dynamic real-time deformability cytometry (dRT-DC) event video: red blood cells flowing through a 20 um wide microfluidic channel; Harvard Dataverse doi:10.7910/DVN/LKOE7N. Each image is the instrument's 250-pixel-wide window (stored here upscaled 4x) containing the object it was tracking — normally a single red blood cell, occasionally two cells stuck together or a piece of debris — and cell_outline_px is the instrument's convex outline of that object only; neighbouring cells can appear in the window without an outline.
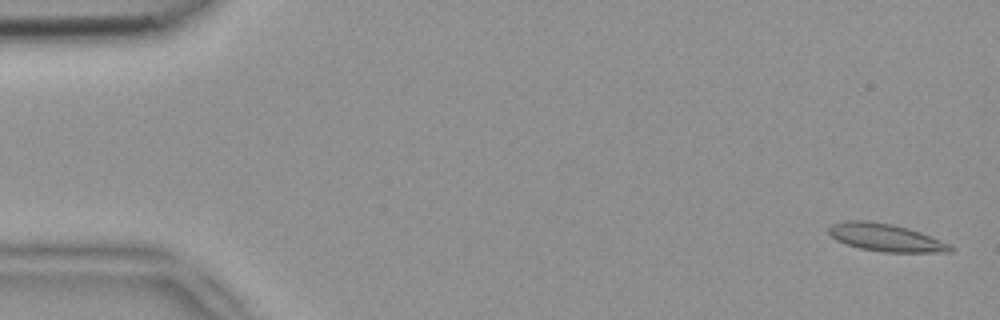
{"species": "common noctule bat (a hibernating species)", "species_latin": "Nyctalus noctula", "temperature_condition": "room temperature", "stored_images_in_passage": 53, "camera_frame_rate_fps": 3000, "um_per_image_px": 0.085, "animal": {"sex": "female", "body_mass_g": 18.4}, "frame": {"image": 1, "passage_image": 2, "time_ms": 0.333, "image_size_px": [1000, 320], "cell_outline_px": [[956, 248], [952, 252], [884, 252], [860, 248], [836, 240], [828, 232], [828, 228], [832, 224], [848, 220], [864, 220], [892, 224], [920, 232], [940, 240]], "centroid_in_image_um": [75.29, 20.19], "position_along_channel_um": 9.7, "area_um2": 19.36}}
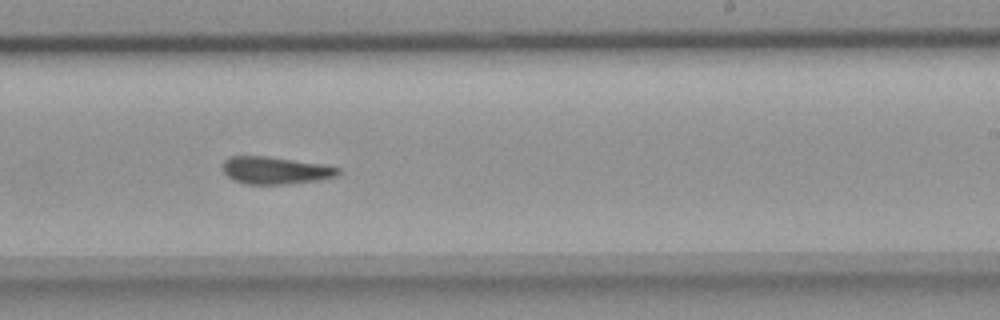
{"frame": {"image": 2, "passage_image": 32, "time_ms": 10.333, "image_size_px": [1000, 320], "cell_outline_px": [[340, 172], [336, 176], [320, 180], [288, 184], [244, 184], [232, 180], [220, 168], [220, 164], [228, 156], [268, 156], [324, 164], [340, 168]], "centroid_in_image_um": [23.36, 14.48], "position_along_channel_um": 265.6, "area_um2": 18.79}}
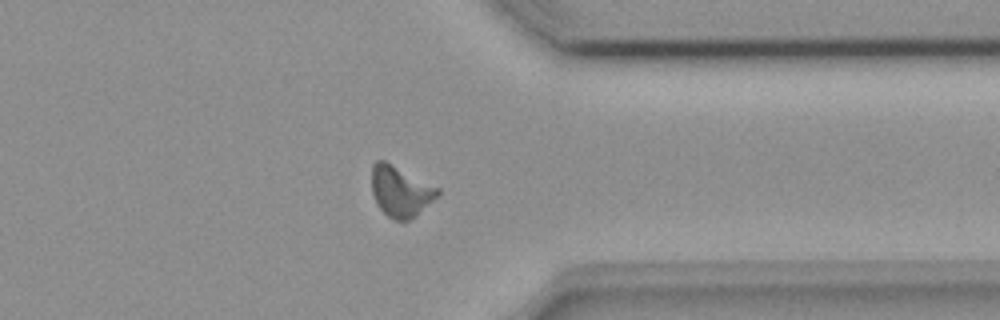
{"frame": {"image": 3, "passage_image": 41, "time_ms": 13.333, "image_size_px": [1000, 320], "cell_outline_px": [[440, 192], [432, 200], [408, 220], [392, 220], [376, 204], [372, 192], [372, 164], [376, 160], [384, 160], [440, 188]], "centroid_in_image_um": [34.0, 16.23], "position_along_channel_um": 377.4, "area_um2": 19.07}, "authors_computed_cell_mechanics": {"area_um2": 18.8428, "velocity_mm_per_s": 3.9011, "shape_relaxation_time_tau1_ms": 4.4237, "shape_relaxation_time_tau2_ms": 3.0593, "deformation_change_tau1": 0.1659, "deformation_change_tau2": 0.1104}}